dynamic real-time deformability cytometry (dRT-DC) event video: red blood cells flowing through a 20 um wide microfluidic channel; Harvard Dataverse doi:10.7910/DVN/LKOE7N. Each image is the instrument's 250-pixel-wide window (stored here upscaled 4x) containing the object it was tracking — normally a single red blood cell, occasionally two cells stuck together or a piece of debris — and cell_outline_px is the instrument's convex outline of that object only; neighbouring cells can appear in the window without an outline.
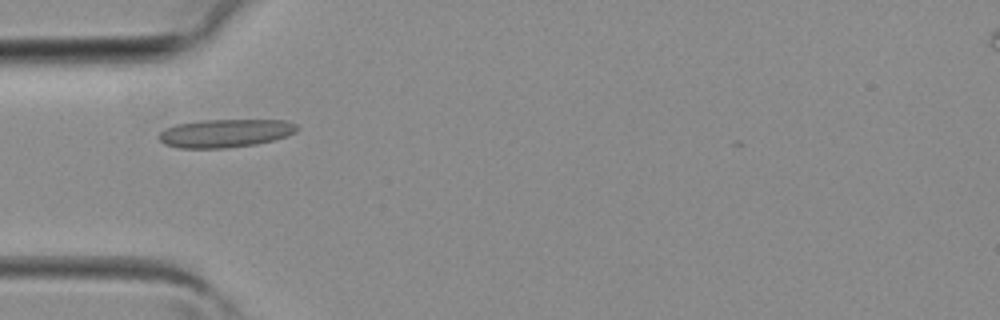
{"species": "common noctule bat (a hibernating species)", "species_latin": "Nyctalus noctula", "temperature_condition": "room temperature", "stored_images_in_passage": 26, "camera_frame_rate_fps": 3000, "um_per_image_px": 0.085, "animal": {"sex": "female", "body_mass_g": 19.3, "forearm_length_mm": 54.1}, "frame": {"image": 1, "passage_image": 2, "time_ms": 0.333, "image_size_px": [1000, 320], "cell_outline_px": [[300, 128], [296, 132], [272, 140], [256, 144], [224, 148], [180, 148], [164, 144], [156, 136], [160, 132], [176, 124], [200, 120], [284, 120], [296, 124]], "centroid_in_image_um": [19.13, 11.32], "position_along_channel_um": 65.9, "area_um2": 22.66}}
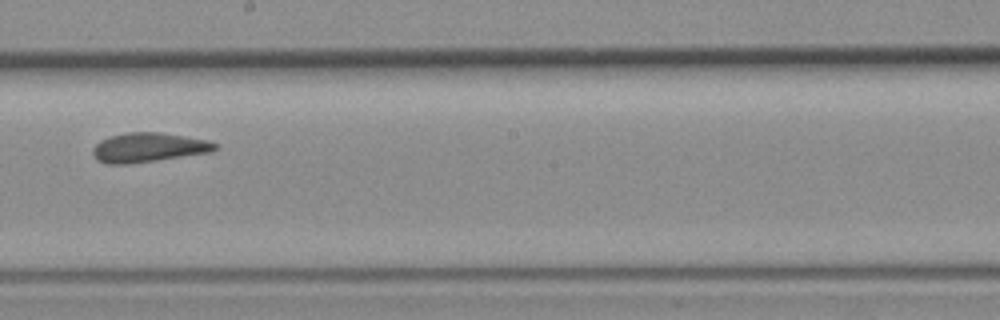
{"frame": {"image": 2, "passage_image": 12, "time_ms": 3.667, "image_size_px": [1000, 320], "cell_outline_px": [[216, 148], [212, 152], [128, 164], [108, 164], [96, 160], [92, 152], [92, 148], [100, 140], [108, 136], [128, 132], [160, 132], [208, 140], [216, 144]], "centroid_in_image_um": [12.57, 12.53], "position_along_channel_um": 235.6, "area_um2": 20.92}}
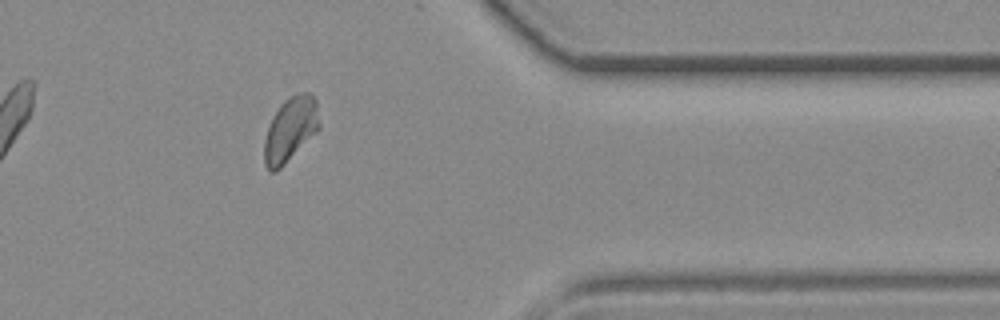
{"frame": {"image": 3, "passage_image": 22, "time_ms": 7.0, "image_size_px": [1000, 320], "cell_outline_px": [[320, 128], [276, 172], [272, 172], [264, 164], [264, 140], [272, 116], [280, 104], [288, 96], [304, 92], [308, 92], [316, 100], [320, 124]], "centroid_in_image_um": [24.67, 10.98], "position_along_channel_um": 386.7, "area_um2": 20.52}}